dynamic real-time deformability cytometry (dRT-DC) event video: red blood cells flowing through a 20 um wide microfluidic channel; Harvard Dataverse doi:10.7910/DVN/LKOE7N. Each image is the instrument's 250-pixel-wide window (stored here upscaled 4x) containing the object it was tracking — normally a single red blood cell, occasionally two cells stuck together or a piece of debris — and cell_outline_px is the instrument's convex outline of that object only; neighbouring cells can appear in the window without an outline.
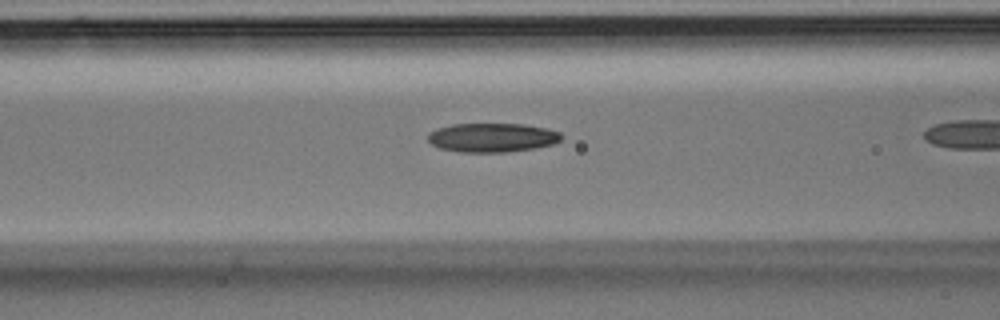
{"species": "Egyptian fruit bat (a non-hibernating species)", "species_latin": "Rousettus aegyptiacus", "temperature_condition": "room temperature", "stored_images_in_passage": 33, "camera_frame_rate_fps": 3000, "um_per_image_px": 0.085, "animal": {"sex": "male"}, "frame": {"image": 1, "passage_image": 15, "time_ms": 4.667, "image_size_px": [1000, 320], "cell_outline_px": [[564, 136], [560, 140], [552, 144], [532, 148], [508, 152], [460, 152], [440, 148], [432, 144], [428, 140], [428, 132], [436, 128], [452, 124], [524, 124], [548, 128], [560, 132]], "centroid_in_image_um": [41.83, 11.68], "position_along_channel_um": 124.8, "area_um2": 22.66}}